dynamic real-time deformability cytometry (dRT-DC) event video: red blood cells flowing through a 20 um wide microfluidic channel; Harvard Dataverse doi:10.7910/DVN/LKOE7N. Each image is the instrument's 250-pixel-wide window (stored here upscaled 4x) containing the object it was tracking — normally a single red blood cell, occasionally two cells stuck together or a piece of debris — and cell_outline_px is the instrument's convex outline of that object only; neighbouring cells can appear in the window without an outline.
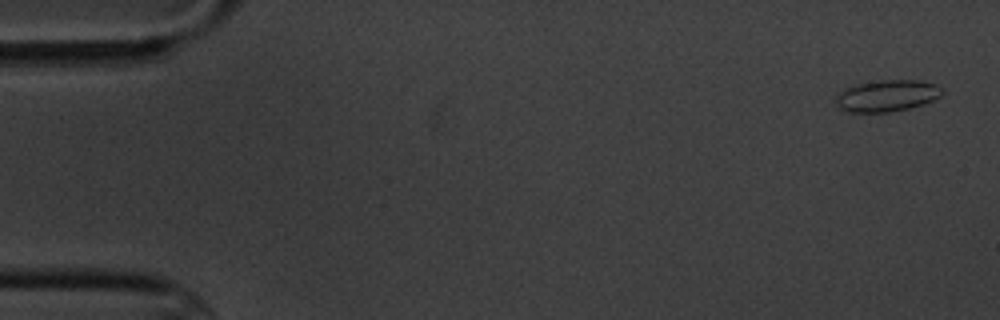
{"species": "common noctule bat (a hibernating species)", "species_latin": "Nyctalus noctula", "temperature_condition": "cold", "stored_images_in_passage": 15, "camera_frame_rate_fps": 3000, "um_per_image_px": 0.085, "animal": {"sex": "male", "body_mass_g": 20.1, "forearm_length_mm": 53.5}, "frame": {"image": 1, "passage_image": 1, "time_ms": 0.0, "image_size_px": [1000, 320], "cell_outline_px": [[944, 92], [940, 96], [932, 100], [908, 108], [888, 112], [848, 112], [836, 108], [836, 96], [844, 88], [856, 84], [880, 80], [920, 80], [936, 84]], "centroid_in_image_um": [75.34, 8.13], "position_along_channel_um": 9.7, "area_um2": 19.54}}
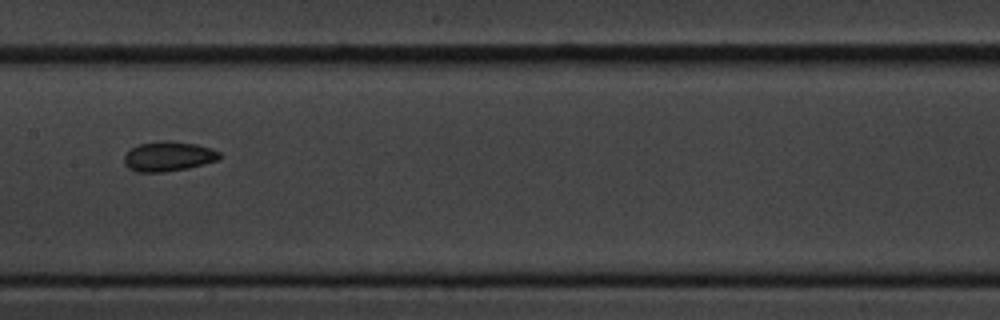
{"frame": {"image": 2, "passage_image": 8, "time_ms": 9.0, "image_size_px": [1000, 320], "cell_outline_px": [[220, 156], [216, 160], [204, 164], [188, 168], [164, 172], [136, 172], [128, 168], [124, 164], [124, 152], [140, 144], [164, 140], [172, 140], [196, 144], [212, 148], [220, 152]], "centroid_in_image_um": [14.28, 13.29], "position_along_channel_um": 193.1, "area_um2": 16.7}}
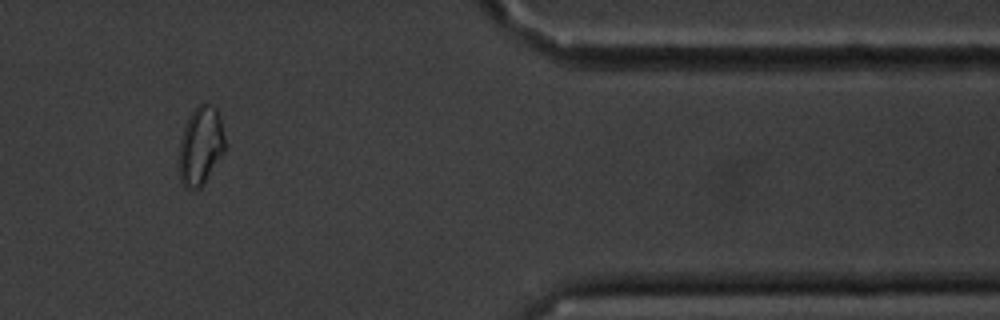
{"frame": {"image": 3, "passage_image": 13, "time_ms": 15.667, "image_size_px": [1000, 320], "cell_outline_px": [[228, 144], [224, 152], [200, 188], [184, 188], [180, 184], [180, 140], [184, 128], [192, 112], [200, 104], [208, 104], [216, 108], [220, 116]], "centroid_in_image_um": [17.09, 12.4], "position_along_channel_um": 394.3, "area_um2": 20.92}, "authors_computed_cell_mechanics": {"area_um2": 16.8198, "velocity_mm_per_s": 3.4429, "shape_relaxation_time_tau1_ms": null, "shape_relaxation_time_tau2_ms": 2.892, "deformation_change_tau1": null, "deformation_change_tau2": 0.056}}